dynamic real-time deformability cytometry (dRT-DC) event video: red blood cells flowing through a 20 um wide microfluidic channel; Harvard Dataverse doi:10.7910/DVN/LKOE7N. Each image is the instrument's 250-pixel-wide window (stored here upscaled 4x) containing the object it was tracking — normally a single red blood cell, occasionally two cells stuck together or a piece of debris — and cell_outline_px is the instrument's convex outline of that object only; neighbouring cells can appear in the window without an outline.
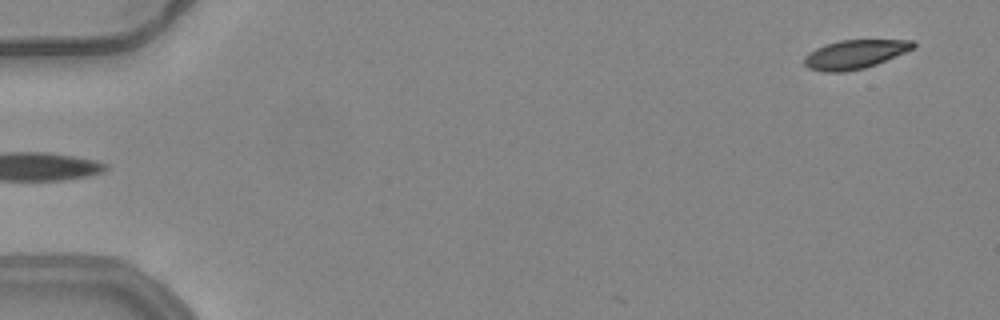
{"species": "common noctule bat (a hibernating species)", "species_latin": "Nyctalus noctula", "temperature_condition": "warm", "stored_images_in_passage": 51, "camera_frame_rate_fps": 3000, "um_per_image_px": 0.085, "animal": {"sex": "female", "body_mass_g": 24.6, "forearm_length_mm": 56.2}, "frame": {"image": 1, "passage_image": 1, "time_ms": 0.0, "image_size_px": [1000, 320], "cell_outline_px": [[916, 44], [912, 48], [904, 52], [876, 64], [864, 68], [844, 72], [824, 72], [808, 68], [804, 64], [804, 56], [816, 48], [824, 44], [840, 40], [912, 40]], "centroid_in_image_um": [72.6, 4.62], "position_along_channel_um": 12.4, "area_um2": 18.15}}
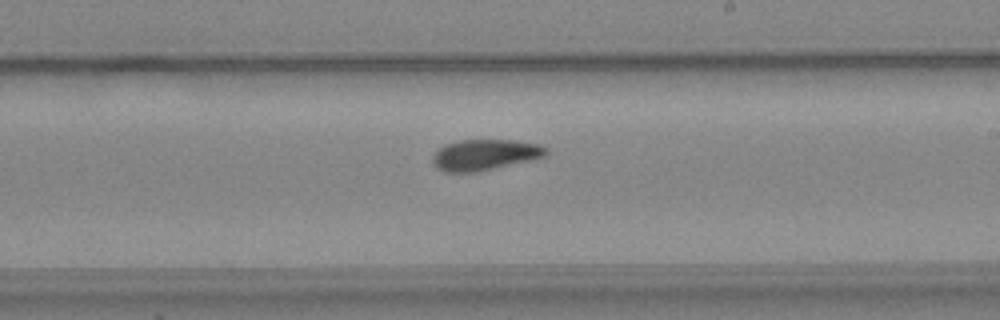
{"frame": {"image": 2, "passage_image": 30, "time_ms": 9.667, "image_size_px": [1000, 320], "cell_outline_px": [[548, 152], [544, 156], [532, 160], [476, 172], [444, 172], [436, 168], [432, 164], [432, 156], [444, 144], [460, 140], [512, 140], [540, 144], [548, 148]], "centroid_in_image_um": [41.2, 13.16], "position_along_channel_um": 247.8, "area_um2": 20.52}}
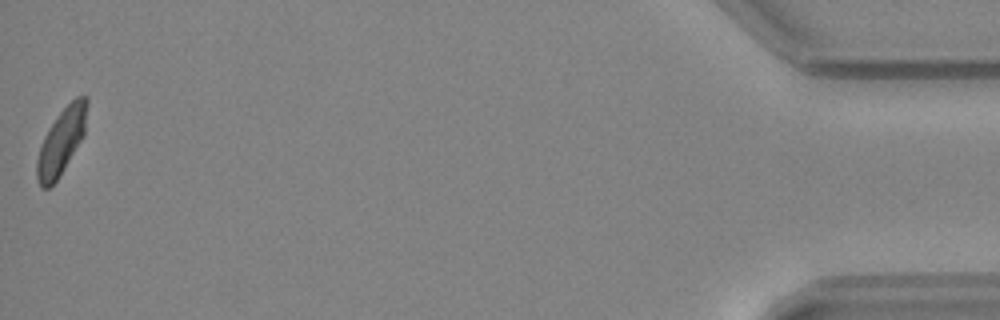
{"frame": {"image": 3, "passage_image": 51, "time_ms": 16.667, "image_size_px": [1000, 320], "cell_outline_px": [[88, 104], [84, 136], [56, 180], [48, 188], [40, 188], [36, 180], [36, 160], [44, 136], [48, 128], [56, 116], [76, 96], [88, 96]], "centroid_in_image_um": [5.21, 12.0], "position_along_channel_um": 430.0, "area_um2": 19.19}, "authors_computed_cell_mechanics": {"area_um2": 19.8832, "velocity_mm_per_s": 3.9429, "shape_relaxation_time_tau1_ms": 9.5614, "shape_relaxation_time_tau2_ms": 4.1796, "deformation_change_tau1": 0.2223, "deformation_change_tau2": 0.0768}}